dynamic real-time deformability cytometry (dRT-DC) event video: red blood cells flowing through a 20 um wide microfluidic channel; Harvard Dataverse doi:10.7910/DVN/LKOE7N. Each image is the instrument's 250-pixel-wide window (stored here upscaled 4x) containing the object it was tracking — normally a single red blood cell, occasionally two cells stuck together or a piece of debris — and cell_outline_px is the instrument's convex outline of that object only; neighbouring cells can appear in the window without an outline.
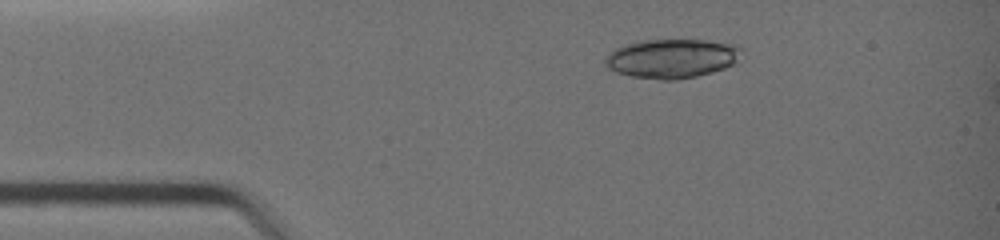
{"species": "common noctule bat (a hibernating species)", "species_latin": "Nyctalus noctula", "temperature_condition": "warm", "stored_images_in_passage": 4, "camera_frame_rate_fps": 3000, "um_per_image_px": 0.085, "animal": {"sex": "female", "body_mass_g": 19.0, "forearm_length_mm": 51.5}, "frame": {"image": 1, "passage_image": 1, "time_ms": 0.0, "image_size_px": [1000, 240], "cell_outline_px": [[744, 48], [732, 64], [724, 68], [712, 72], [696, 76], [676, 80], [660, 80], [632, 76], [616, 72], [608, 68], [604, 64], [604, 60], [616, 48], [628, 44], [644, 40], [704, 40], [732, 44]], "centroid_in_image_um": [57.1, 4.98], "position_along_channel_um": 27.9, "area_um2": 30.75}}